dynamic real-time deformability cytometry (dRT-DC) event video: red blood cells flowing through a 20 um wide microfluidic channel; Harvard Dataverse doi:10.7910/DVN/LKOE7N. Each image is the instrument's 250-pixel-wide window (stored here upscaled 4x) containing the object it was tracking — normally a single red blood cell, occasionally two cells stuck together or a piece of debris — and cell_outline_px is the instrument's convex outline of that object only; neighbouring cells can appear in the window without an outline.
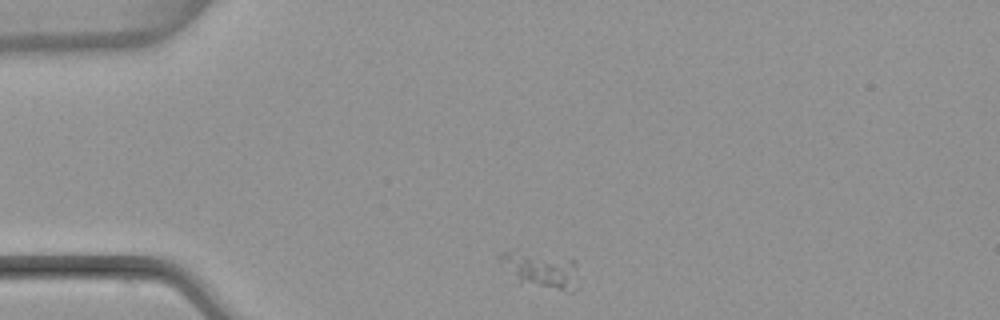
{"species": "common noctule bat (a hibernating species)", "species_latin": "Nyctalus noctula", "temperature_condition": "warm", "stored_images_in_passage": 33, "camera_frame_rate_fps": 3000, "um_per_image_px": 0.085, "animal": {"sex": "female", "body_mass_g": 22.7, "forearm_length_mm": 54.2}, "frame": {"image": 1, "passage_image": 1, "time_ms": 0.0, "image_size_px": [1000, 320], "cell_outline_px": [[580, 288], [572, 292], [520, 280], [500, 260], [500, 252], [508, 252], [576, 260], [580, 284]], "centroid_in_image_um": [46.2, 22.98], "position_along_channel_um": 38.8, "area_um2": 15.03}}
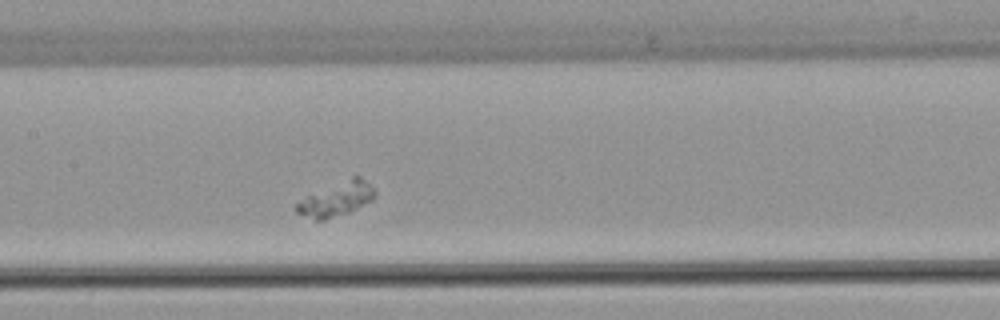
{"frame": {"image": 2, "passage_image": 15, "time_ms": 4.667, "image_size_px": [1000, 320], "cell_outline_px": [[376, 196], [372, 200], [348, 212], [324, 220], [316, 220], [296, 212], [292, 208], [296, 204], [308, 196], [352, 176], [360, 176], [376, 192]], "centroid_in_image_um": [28.6, 16.94], "position_along_channel_um": 178.8, "area_um2": 15.03}}
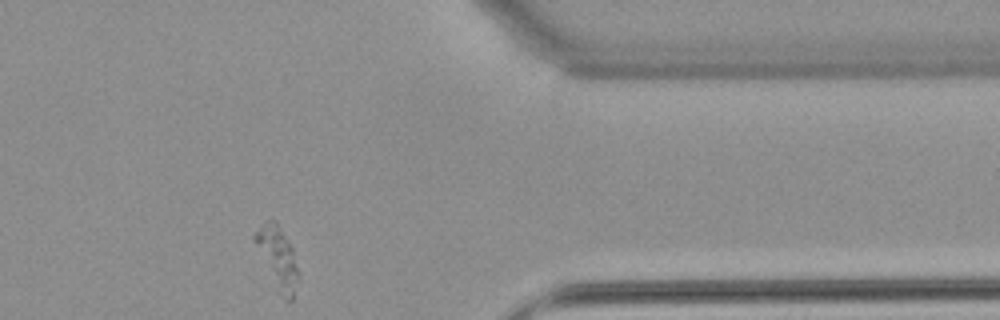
{"frame": {"image": 3, "passage_image": 33, "time_ms": 10.667, "image_size_px": [1000, 320], "cell_outline_px": [[300, 276], [292, 300], [284, 300], [276, 292], [252, 240], [252, 236], [268, 220], [276, 220], [292, 248]], "centroid_in_image_um": [23.59, 21.99], "position_along_channel_um": 387.8, "area_um2": 15.95}}